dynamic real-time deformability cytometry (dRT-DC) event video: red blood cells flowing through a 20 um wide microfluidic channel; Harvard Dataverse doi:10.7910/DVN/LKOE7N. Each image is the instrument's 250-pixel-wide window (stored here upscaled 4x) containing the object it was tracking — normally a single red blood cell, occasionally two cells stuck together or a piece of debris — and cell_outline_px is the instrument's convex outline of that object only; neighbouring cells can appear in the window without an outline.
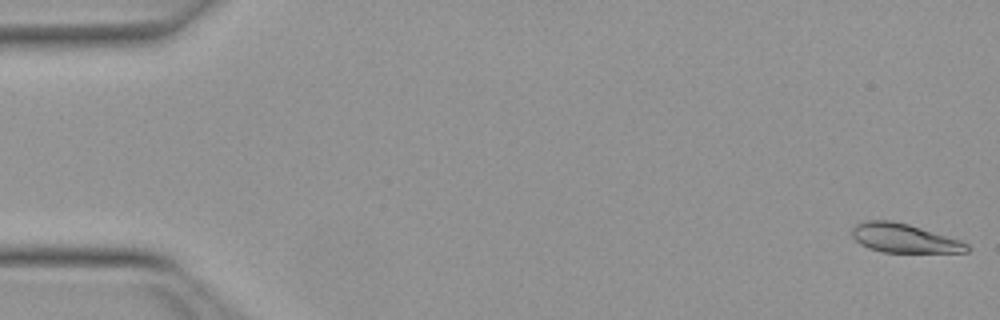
{"species": "Egyptian fruit bat (a non-hibernating species)", "species_latin": "Rousettus aegyptiacus", "temperature_condition": "warm", "stored_images_in_passage": 52, "camera_frame_rate_fps": 3000, "um_per_image_px": 0.085, "animal": {"sex": "female"}, "frame": {"image": 1, "passage_image": 1, "time_ms": 0.0, "image_size_px": [1000, 320], "cell_outline_px": [[972, 248], [968, 252], [880, 252], [868, 248], [860, 244], [852, 236], [852, 228], [856, 224], [868, 220], [892, 220], [908, 224], [960, 240], [968, 244]], "centroid_in_image_um": [76.84, 20.25], "position_along_channel_um": 8.2, "area_um2": 19.36}}
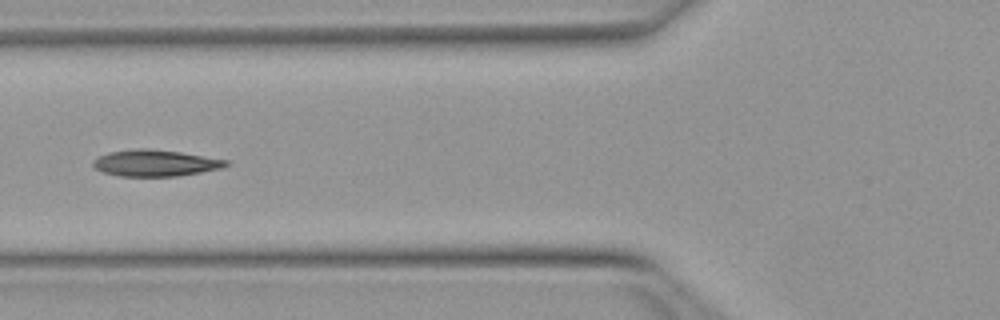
{"frame": {"image": 2, "passage_image": 20, "time_ms": 6.333, "image_size_px": [1000, 320], "cell_outline_px": [[232, 164], [224, 168], [176, 176], [120, 176], [104, 172], [96, 168], [92, 164], [92, 160], [108, 152], [136, 148], [148, 148], [180, 152], [228, 160]], "centroid_in_image_um": [13.23, 13.85], "position_along_channel_um": 112.6, "area_um2": 20.52}}
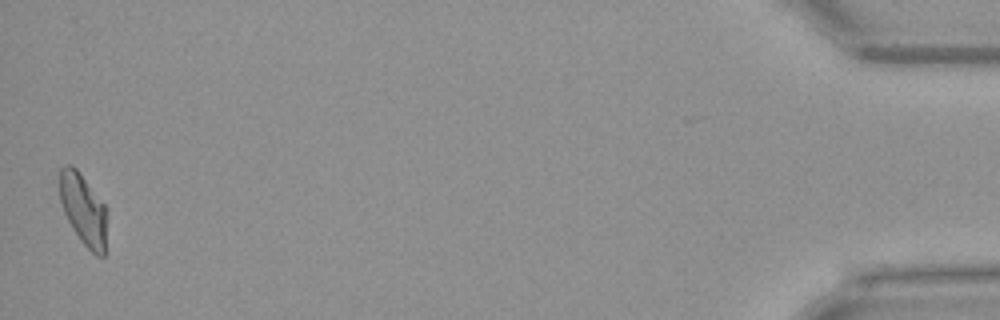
{"frame": {"image": 3, "passage_image": 51, "time_ms": 16.667, "image_size_px": [1000, 320], "cell_outline_px": [[104, 256], [96, 256], [80, 240], [72, 228], [64, 212], [60, 200], [60, 168], [64, 164], [72, 164], [76, 168], [104, 204]], "centroid_in_image_um": [7.03, 17.76], "position_along_channel_um": 428.2, "area_um2": 18.96}, "authors_computed_cell_mechanics": {"area_um2": 19.941, "velocity_mm_per_s": 3.9714, "shape_relaxation_time_tau1_ms": 8.0123, "shape_relaxation_time_tau2_ms": 1.6731, "deformation_change_tau1": 0.2192, "deformation_change_tau2": 0.0722}}